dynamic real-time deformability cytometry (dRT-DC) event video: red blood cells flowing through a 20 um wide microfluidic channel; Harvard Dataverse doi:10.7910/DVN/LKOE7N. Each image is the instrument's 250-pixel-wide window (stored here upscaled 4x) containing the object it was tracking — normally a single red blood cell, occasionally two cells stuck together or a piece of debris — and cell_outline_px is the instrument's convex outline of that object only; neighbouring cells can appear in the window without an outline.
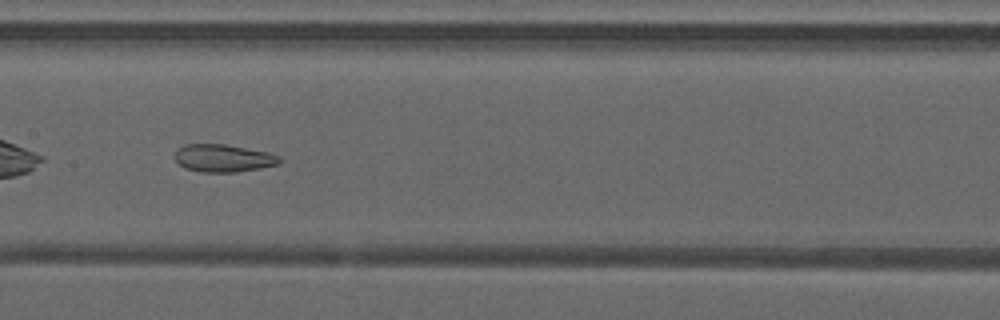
{"species": "common noctule bat (a hibernating species)", "species_latin": "Nyctalus noctula", "temperature_condition": "warm", "stored_images_in_passage": 35, "camera_frame_rate_fps": 3000, "um_per_image_px": 0.085, "animal": {"sex": "male", "forearm_length_mm": 52.5}, "frame": {"image": 1, "passage_image": 11, "time_ms": 3.333, "image_size_px": [1000, 320], "cell_outline_px": [[284, 160], [280, 164], [260, 168], [236, 172], [200, 172], [184, 168], [176, 160], [176, 148], [184, 144], [224, 144], [268, 152], [280, 156]], "centroid_in_image_um": [19.01, 13.44], "position_along_channel_um": 188.4, "area_um2": 16.99}}
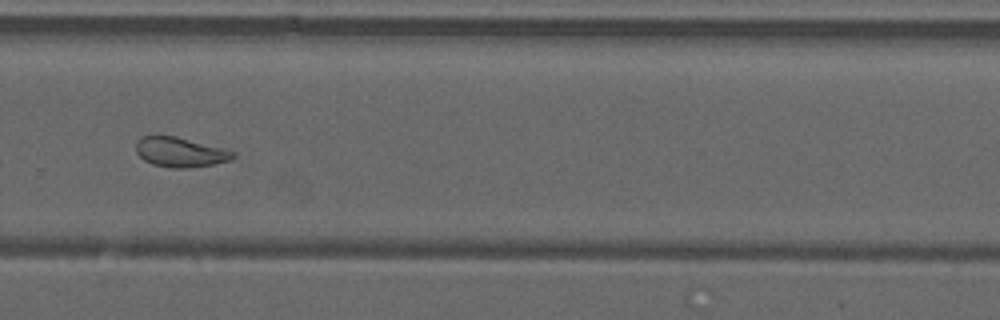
{"frame": {"image": 2, "passage_image": 20, "time_ms": 6.333, "image_size_px": [1000, 320], "cell_outline_px": [[236, 156], [232, 160], [212, 164], [188, 168], [172, 168], [152, 164], [144, 160], [136, 152], [136, 140], [144, 136], [176, 136], [236, 152]], "centroid_in_image_um": [15.31, 12.94], "position_along_channel_um": 314.5, "area_um2": 16.7}, "authors_computed_cell_mechanics": {"area_um2": 18.0914, "velocity_mm_per_s": 4.2211, "shape_relaxation_time_tau1_ms": null, "shape_relaxation_time_tau2_ms": 1.5958, "deformation_change_tau1": null, "deformation_change_tau2": 0.0911}}